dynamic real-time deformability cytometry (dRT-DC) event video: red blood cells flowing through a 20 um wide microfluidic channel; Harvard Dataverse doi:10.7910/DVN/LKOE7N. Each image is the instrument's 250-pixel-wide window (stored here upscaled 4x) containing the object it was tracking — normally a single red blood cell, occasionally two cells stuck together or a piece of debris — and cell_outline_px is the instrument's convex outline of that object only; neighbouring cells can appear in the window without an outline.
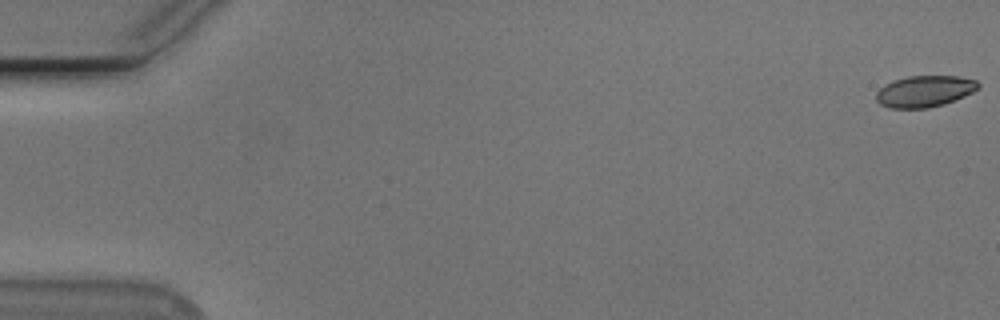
{"species": "Egyptian fruit bat (a non-hibernating species)", "species_latin": "Rousettus aegyptiacus", "temperature_condition": "cold", "stored_images_in_passage": 12, "camera_frame_rate_fps": 3000, "um_per_image_px": 0.085, "animal": {"sex": "male"}, "frame": {"image": 1, "passage_image": 1, "time_ms": 0.0, "image_size_px": [1000, 320], "cell_outline_px": [[980, 88], [964, 96], [944, 104], [928, 108], [888, 108], [880, 104], [876, 100], [876, 92], [884, 84], [892, 80], [908, 76], [960, 76], [976, 80], [980, 84]], "centroid_in_image_um": [78.58, 7.75], "position_along_channel_um": 6.4, "area_um2": 18.84}}